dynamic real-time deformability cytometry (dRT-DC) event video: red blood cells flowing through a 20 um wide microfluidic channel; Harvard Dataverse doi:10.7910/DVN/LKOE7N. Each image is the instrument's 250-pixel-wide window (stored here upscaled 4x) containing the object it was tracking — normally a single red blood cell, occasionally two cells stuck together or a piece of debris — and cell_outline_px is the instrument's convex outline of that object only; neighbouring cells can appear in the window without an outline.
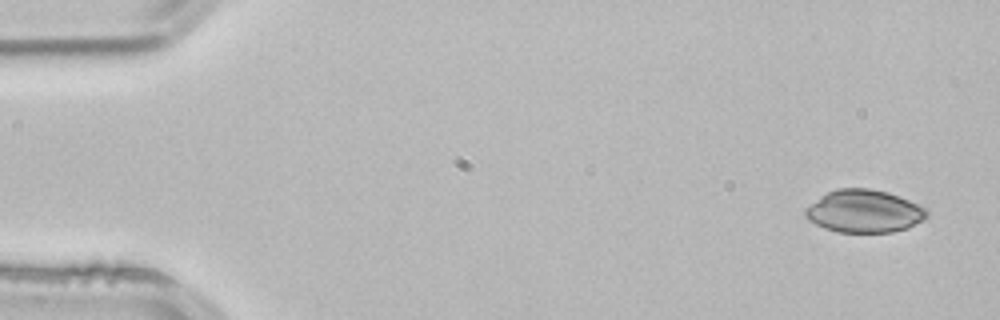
{"species": "common noctule bat (a hibernating species)", "species_latin": "Nyctalus noctula", "temperature_condition": "room temperature", "stored_images_in_passage": 3, "camera_frame_rate_fps": 3000, "um_per_image_px": 0.085, "animal": {"sex": "male", "body_mass_g": 21.5, "forearm_length_mm": 52.0}, "frame": {"image": 1, "passage_image": 1, "time_ms": 0.0, "image_size_px": [1000, 320], "cell_outline_px": [[928, 216], [924, 220], [908, 228], [892, 232], [836, 232], [824, 228], [808, 220], [804, 216], [804, 208], [820, 196], [836, 188], [868, 188], [888, 192], [908, 200], [924, 208], [928, 212]], "centroid_in_image_um": [73.42, 17.96], "position_along_channel_um": 11.6, "area_um2": 30.35}}